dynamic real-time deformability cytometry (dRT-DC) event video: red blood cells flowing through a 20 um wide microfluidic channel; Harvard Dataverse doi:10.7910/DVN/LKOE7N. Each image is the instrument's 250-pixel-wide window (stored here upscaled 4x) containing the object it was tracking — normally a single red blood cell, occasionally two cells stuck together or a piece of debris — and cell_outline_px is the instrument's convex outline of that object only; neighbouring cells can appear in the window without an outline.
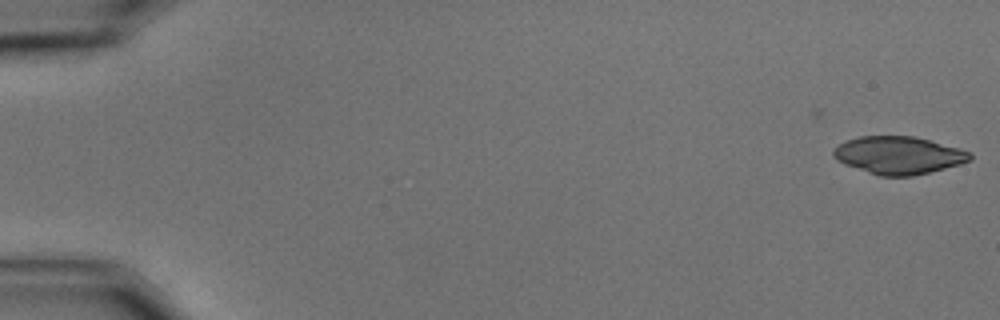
{"species": "common noctule bat (a hibernating species)", "species_latin": "Nyctalus noctula", "temperature_condition": "cold", "stored_images_in_passage": 2, "camera_frame_rate_fps": 3000, "um_per_image_px": 0.085, "animal": {"sex": "male", "body_mass_g": 15.6}, "frame": {"image": 1, "passage_image": 2, "time_ms": 0.333, "image_size_px": [1000, 320], "cell_outline_px": [[972, 160], [960, 164], [912, 176], [880, 176], [844, 164], [836, 160], [832, 156], [832, 148], [848, 140], [860, 136], [912, 136], [960, 148], [972, 152]], "centroid_in_image_um": [76.37, 13.19], "position_along_channel_um": 8.6, "area_um2": 29.88}}